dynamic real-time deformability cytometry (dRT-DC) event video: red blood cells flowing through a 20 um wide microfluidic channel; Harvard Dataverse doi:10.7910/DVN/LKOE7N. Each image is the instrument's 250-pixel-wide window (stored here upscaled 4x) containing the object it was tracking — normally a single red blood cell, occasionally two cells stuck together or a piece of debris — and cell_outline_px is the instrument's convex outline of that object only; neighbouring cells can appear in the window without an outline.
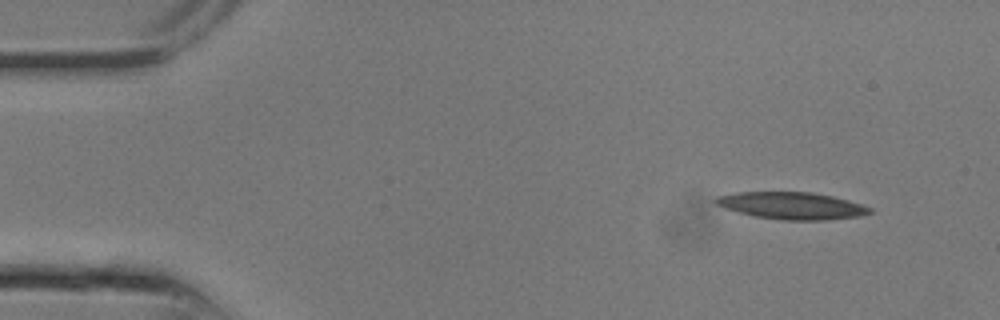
{"species": "common noctule bat (a hibernating species)", "species_latin": "Nyctalus noctula", "temperature_condition": "room temperature", "stored_images_in_passage": 15, "camera_frame_rate_fps": 3000, "um_per_image_px": 0.085, "animal": {"sex": "male", "body_mass_g": 13.3}, "frame": {"image": 1, "passage_image": 1, "time_ms": 0.0, "image_size_px": [1000, 320], "cell_outline_px": [[872, 212], [860, 216], [824, 220], [780, 220], [752, 216], [716, 204], [712, 200], [716, 196], [736, 192], [812, 192], [832, 196], [848, 200], [872, 208]], "centroid_in_image_um": [67.29, 17.48], "position_along_channel_um": 17.7, "area_um2": 24.28}}
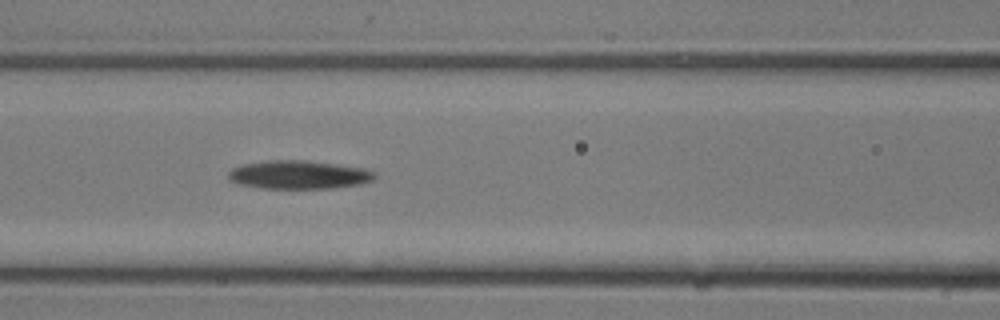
{"frame": {"image": 2, "passage_image": 9, "time_ms": 2.667, "image_size_px": [1000, 320], "cell_outline_px": [[376, 176], [372, 180], [360, 184], [332, 188], [260, 188], [240, 184], [228, 180], [228, 172], [232, 168], [244, 164], [268, 160], [308, 160], [364, 168], [376, 172]], "centroid_in_image_um": [25.39, 14.85], "position_along_channel_um": 141.2, "area_um2": 24.28}}
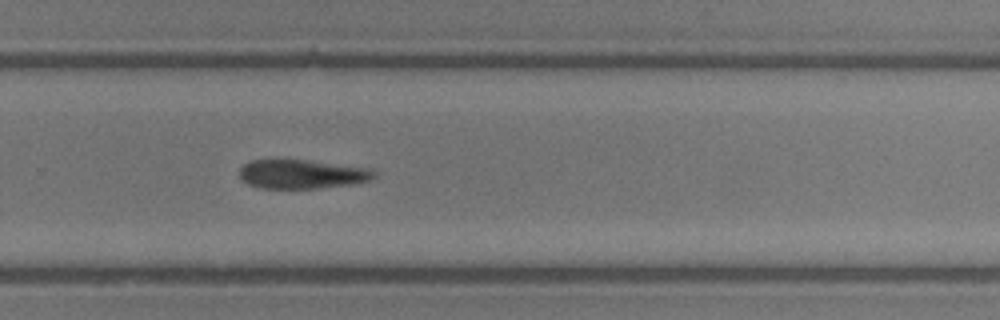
{"frame": {"image": 3, "passage_image": 15, "time_ms": 4.667, "image_size_px": [1000, 320], "cell_outline_px": [[376, 176], [368, 180], [352, 184], [320, 188], [260, 188], [248, 184], [240, 180], [240, 168], [244, 164], [252, 160], [304, 160], [368, 168], [376, 172]], "centroid_in_image_um": [25.62, 14.81], "position_along_channel_um": 304.2, "area_um2": 22.54}}